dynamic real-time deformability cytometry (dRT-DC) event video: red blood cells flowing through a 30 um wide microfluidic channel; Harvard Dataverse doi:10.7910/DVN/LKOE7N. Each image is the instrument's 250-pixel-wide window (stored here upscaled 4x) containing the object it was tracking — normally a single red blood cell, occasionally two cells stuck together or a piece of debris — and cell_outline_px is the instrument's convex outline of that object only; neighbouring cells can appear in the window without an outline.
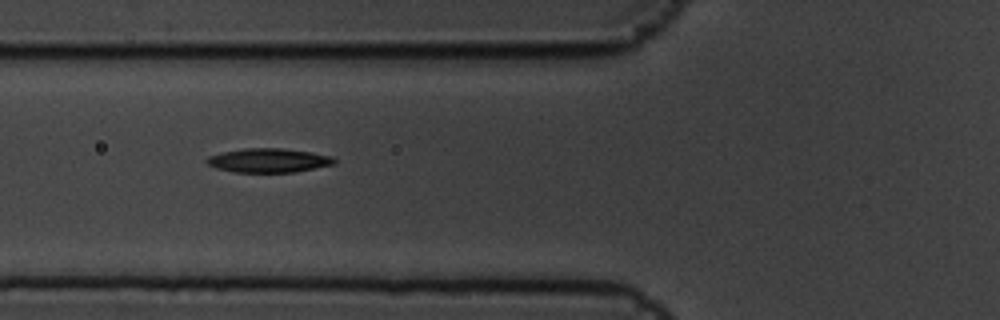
{"species": "common noctule bat (a hibernating species)", "species_latin": "Nyctalus noctula", "temperature_condition": "cold", "stored_images_in_passage": 5, "camera_frame_rate_fps": 3000, "um_per_image_px": 0.085, "animal": {"sex": "male", "body_mass_g": 19.5, "forearm_length_mm": 54.6}, "frame": {"image": 1, "passage_image": 4, "time_ms": 1.0, "image_size_px": [1000, 320], "cell_outline_px": [[336, 164], [296, 172], [236, 172], [216, 168], [208, 164], [204, 160], [208, 156], [224, 152], [244, 148], [280, 148], [312, 152], [332, 156], [336, 160]], "centroid_in_image_um": [22.86, 13.63], "position_along_channel_um": 102.9, "area_um2": 17.92}}
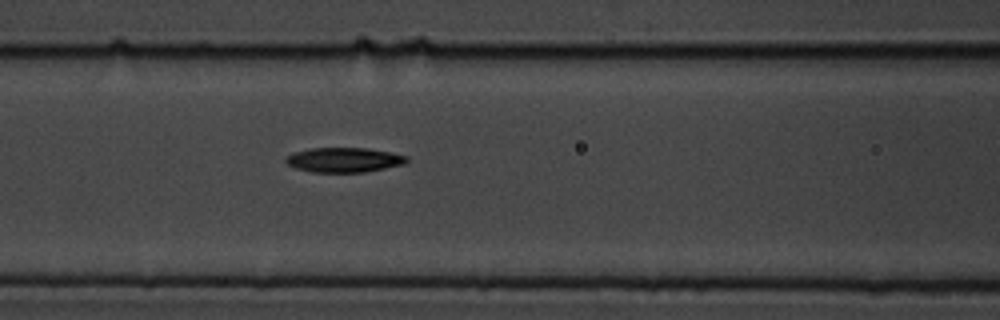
{"frame": {"image": 2, "passage_image": 5, "time_ms": 1.333, "image_size_px": [1000, 320], "cell_outline_px": [[408, 160], [404, 164], [364, 172], [312, 172], [296, 168], [288, 164], [284, 160], [292, 152], [312, 148], [368, 148], [392, 152], [408, 156]], "centroid_in_image_um": [29.25, 13.58], "position_along_channel_um": 137.4, "area_um2": 17.4}}